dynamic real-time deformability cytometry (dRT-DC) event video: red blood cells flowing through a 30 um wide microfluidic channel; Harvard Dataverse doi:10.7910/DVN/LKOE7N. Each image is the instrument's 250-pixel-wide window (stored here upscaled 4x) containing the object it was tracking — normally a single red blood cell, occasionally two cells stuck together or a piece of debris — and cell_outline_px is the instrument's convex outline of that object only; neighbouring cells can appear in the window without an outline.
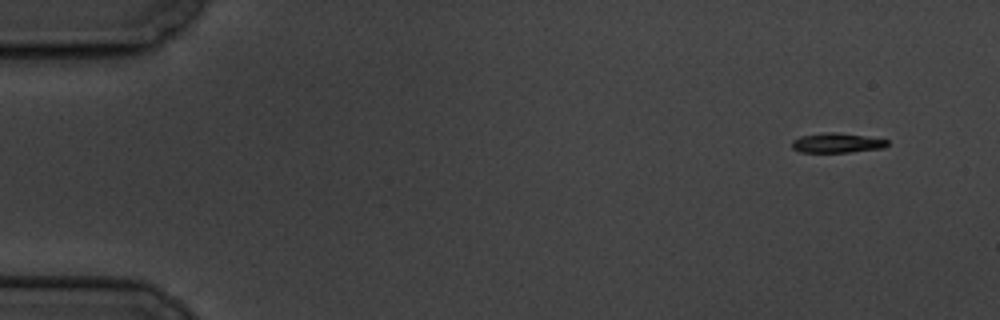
{"species": "common noctule bat (a hibernating species)", "species_latin": "Nyctalus noctula", "temperature_condition": "cold", "stored_images_in_passage": 5, "camera_frame_rate_fps": 3000, "um_per_image_px": 0.085, "animal": {"sex": "male", "body_mass_g": 19.5, "forearm_length_mm": 54.6}, "frame": {"image": 1, "passage_image": 1, "time_ms": 0.0, "image_size_px": [1000, 320], "cell_outline_px": [[888, 144], [884, 148], [848, 152], [800, 152], [792, 148], [792, 140], [800, 136], [824, 132], [836, 132], [864, 136], [888, 140]], "centroid_in_image_um": [71.11, 12.14], "position_along_channel_um": 13.9, "area_um2": 10.92}}
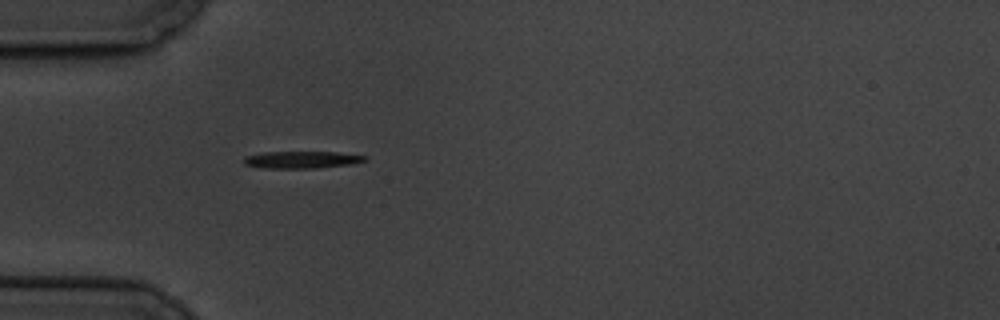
{"frame": {"image": 2, "passage_image": 5, "time_ms": 4.667, "image_size_px": [1000, 320], "cell_outline_px": [[368, 156], [364, 160], [352, 164], [316, 168], [260, 168], [244, 164], [244, 156], [264, 152], [336, 152]], "centroid_in_image_um": [25.61, 13.58], "position_along_channel_um": 59.4, "area_um2": 12.02}}